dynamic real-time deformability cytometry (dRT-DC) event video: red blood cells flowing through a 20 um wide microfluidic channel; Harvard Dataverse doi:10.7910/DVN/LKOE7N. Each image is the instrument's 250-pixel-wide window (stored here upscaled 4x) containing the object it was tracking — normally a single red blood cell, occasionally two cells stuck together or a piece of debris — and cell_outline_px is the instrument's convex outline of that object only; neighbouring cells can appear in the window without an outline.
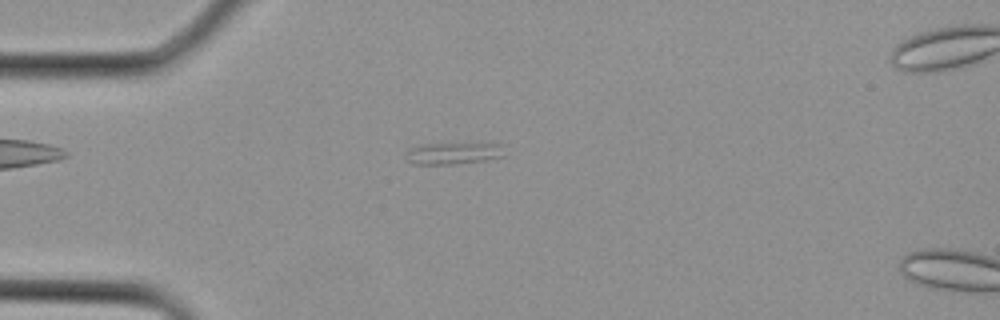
{"species": "Egyptian fruit bat (a non-hibernating species)", "species_latin": "Rousettus aegyptiacus", "temperature_condition": "cold", "stored_images_in_passage": 4, "camera_frame_rate_fps": 3000, "um_per_image_px": 0.085, "animal": {"sex": "female"}, "frame": {"image": 1, "passage_image": 3, "time_ms": 0.667, "image_size_px": [1000, 320], "cell_outline_px": [[504, 156], [488, 160], [456, 164], [412, 164], [408, 160], [408, 148], [420, 144], [500, 144]], "centroid_in_image_um": [38.51, 13.04], "position_along_channel_um": 46.5, "area_um2": 12.31}}